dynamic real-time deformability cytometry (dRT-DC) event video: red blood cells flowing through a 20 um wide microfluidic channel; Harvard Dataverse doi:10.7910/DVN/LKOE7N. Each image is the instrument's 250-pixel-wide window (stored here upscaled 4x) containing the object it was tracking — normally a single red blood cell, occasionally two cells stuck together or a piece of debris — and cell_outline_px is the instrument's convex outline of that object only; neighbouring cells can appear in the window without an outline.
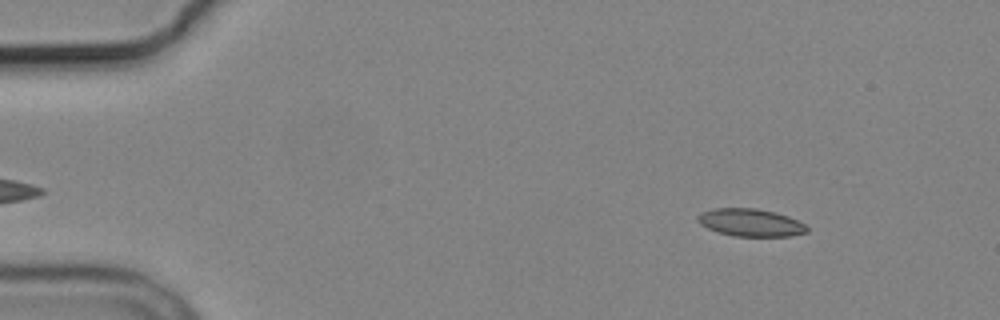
{"species": "common noctule bat (a hibernating species)", "species_latin": "Nyctalus noctula", "temperature_condition": "cold", "stored_images_in_passage": 4, "camera_frame_rate_fps": 3000, "um_per_image_px": 0.085, "animal": {"sex": "male", "body_mass_g": 19.2, "forearm_length_mm": 51.8}, "frame": {"image": 1, "passage_image": 1, "time_ms": 0.0, "image_size_px": [1000, 320], "cell_outline_px": [[808, 232], [792, 236], [732, 236], [716, 232], [700, 224], [696, 220], [696, 216], [700, 212], [716, 208], [756, 208], [776, 212], [788, 216], [804, 224], [808, 228]], "centroid_in_image_um": [63.77, 18.92], "position_along_channel_um": 21.2, "area_um2": 17.74}}
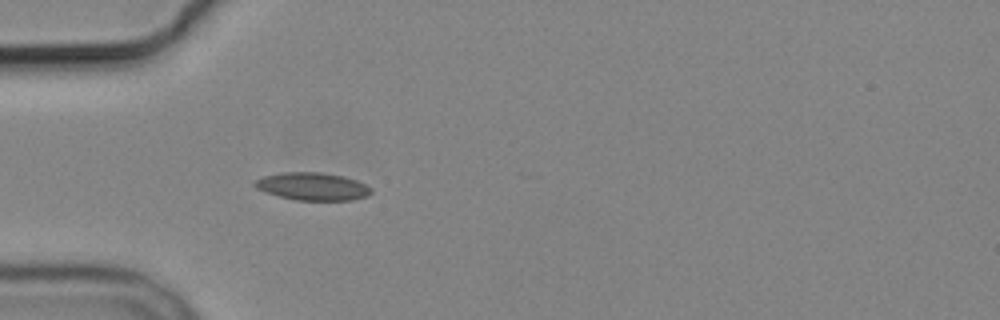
{"frame": {"image": 2, "passage_image": 4, "time_ms": 3.333, "image_size_px": [1000, 320], "cell_outline_px": [[372, 192], [368, 196], [352, 200], [296, 200], [264, 192], [256, 188], [252, 184], [256, 180], [264, 176], [284, 172], [320, 172], [344, 176], [356, 180], [372, 188]], "centroid_in_image_um": [26.57, 15.84], "position_along_channel_um": 58.4, "area_um2": 18.79}}